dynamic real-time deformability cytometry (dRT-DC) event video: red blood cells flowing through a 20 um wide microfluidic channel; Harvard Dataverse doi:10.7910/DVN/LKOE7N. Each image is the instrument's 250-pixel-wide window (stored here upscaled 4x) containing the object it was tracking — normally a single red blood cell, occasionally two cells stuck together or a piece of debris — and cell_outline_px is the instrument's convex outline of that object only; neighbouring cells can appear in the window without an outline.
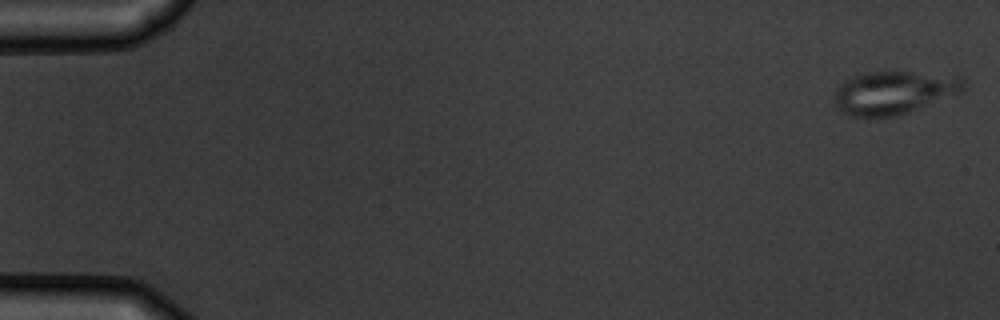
{"species": "common noctule bat (a hibernating species)", "species_latin": "Nyctalus noctula", "temperature_condition": "warm", "stored_images_in_passage": 5, "camera_frame_rate_fps": 3000, "um_per_image_px": 0.085, "animal": {"sex": "male", "body_mass_g": 19.5, "forearm_length_mm": 54.6}, "frame": {"image": 1, "passage_image": 1, "time_ms": 0.0, "image_size_px": [1000, 320], "cell_outline_px": [[964, 92], [896, 116], [876, 120], [848, 116], [836, 104], [832, 92], [844, 80], [864, 72], [908, 72], [960, 76], [964, 80]], "centroid_in_image_um": [75.94, 7.9], "position_along_channel_um": 9.1, "area_um2": 33.0}}